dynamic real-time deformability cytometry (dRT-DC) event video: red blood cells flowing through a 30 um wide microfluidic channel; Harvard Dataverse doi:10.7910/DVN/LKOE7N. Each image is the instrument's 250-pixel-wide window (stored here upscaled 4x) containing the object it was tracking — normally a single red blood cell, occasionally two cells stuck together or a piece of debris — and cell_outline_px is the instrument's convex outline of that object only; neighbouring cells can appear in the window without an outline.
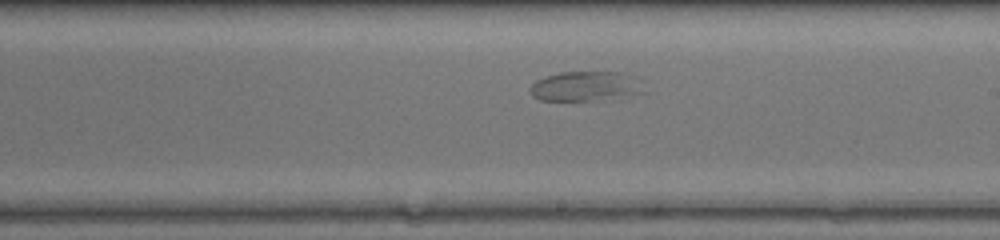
{"species": "common noctule bat (a hibernating species)", "species_latin": "Nyctalus noctula", "temperature_condition": "warm", "stored_images_in_passage": 29, "segment_of_instrument_passage": [2, 2], "camera_frame_rate_fps": 3000, "um_per_image_px": 0.085, "animal": {"sex": "female", "body_mass_g": 17.0, "forearm_length_mm": 48.0}, "frame": {"image": 1, "passage_image": 17, "time_ms": 5.333, "image_size_px": [1000, 240], "cell_outline_px": [[628, 76], [624, 88], [620, 92], [584, 100], [540, 100], [532, 96], [532, 84], [536, 80], [560, 72], [620, 72]], "centroid_in_image_um": [49.16, 7.28], "position_along_channel_um": 239.8, "area_um2": 16.36}}
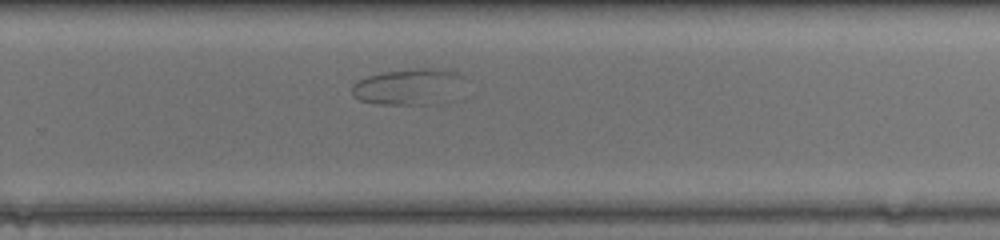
{"frame": {"image": 2, "passage_image": 21, "time_ms": 6.667, "image_size_px": [1000, 240], "cell_outline_px": [[464, 76], [424, 104], [380, 104], [360, 100], [352, 96], [352, 84], [368, 76], [384, 72], [408, 68], [444, 68], [460, 72]], "centroid_in_image_um": [34.42, 7.29], "position_along_channel_um": 295.4, "area_um2": 21.62}}
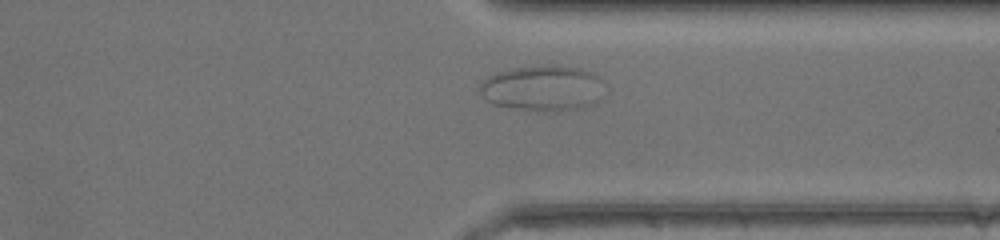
{"frame": {"image": 3, "passage_image": 26, "time_ms": 8.333, "image_size_px": [1000, 240], "cell_outline_px": [[608, 84], [600, 100], [580, 108], [544, 112], [536, 112], [496, 104], [488, 100], [480, 92], [480, 84], [488, 76], [496, 72], [512, 68], [580, 68], [592, 72], [604, 80]], "centroid_in_image_um": [46.21, 7.53], "position_along_channel_um": 365.2, "area_um2": 32.66}}